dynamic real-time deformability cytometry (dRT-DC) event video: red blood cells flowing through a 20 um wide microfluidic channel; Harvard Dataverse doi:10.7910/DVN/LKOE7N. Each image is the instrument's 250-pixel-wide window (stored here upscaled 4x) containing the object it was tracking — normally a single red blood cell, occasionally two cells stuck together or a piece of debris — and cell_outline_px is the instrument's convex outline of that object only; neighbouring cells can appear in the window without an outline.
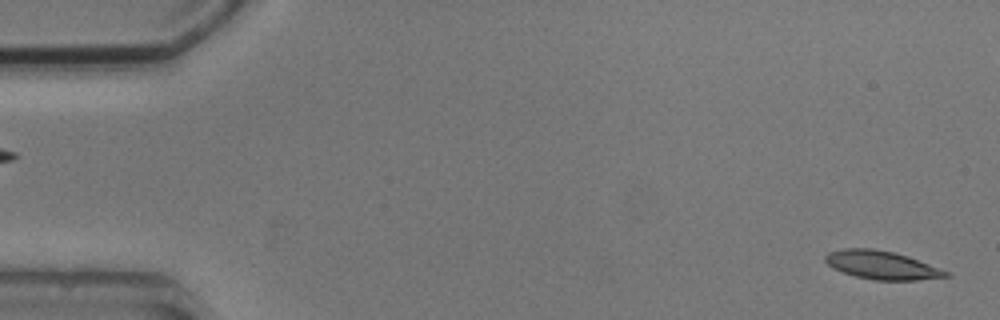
{"species": "common noctule bat (a hibernating species)", "species_latin": "Nyctalus noctula", "temperature_condition": "cold", "stored_images_in_passage": 5, "segment_of_instrument_passage": [2, 2], "camera_frame_rate_fps": 3000, "um_per_image_px": 0.085, "animal": {"sex": "male", "body_mass_g": 20.5, "forearm_length_mm": 52.5}, "frame": {"image": 1, "passage_image": 5, "time_ms": 5.667, "image_size_px": [1000, 320], "cell_outline_px": [[952, 276], [916, 280], [872, 280], [856, 276], [844, 272], [828, 264], [824, 260], [824, 256], [828, 252], [844, 248], [872, 248], [892, 252], [908, 256], [952, 272]], "centroid_in_image_um": [75.0, 22.53], "position_along_channel_um": 10.0, "area_um2": 19.94}}